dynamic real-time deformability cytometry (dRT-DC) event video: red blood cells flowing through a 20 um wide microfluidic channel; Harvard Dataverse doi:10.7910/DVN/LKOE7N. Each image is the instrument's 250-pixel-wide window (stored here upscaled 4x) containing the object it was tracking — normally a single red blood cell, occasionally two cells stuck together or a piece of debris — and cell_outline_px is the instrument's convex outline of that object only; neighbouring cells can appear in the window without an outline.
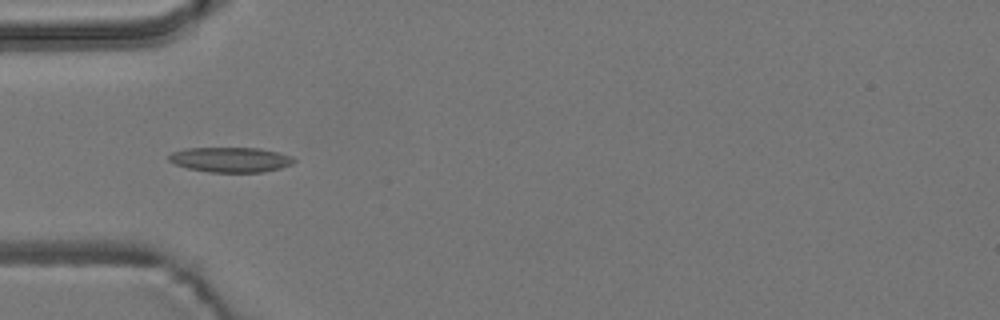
{"species": "common noctule bat (a hibernating species)", "species_latin": "Nyctalus noctula", "temperature_condition": "room temperature", "stored_images_in_passage": 6, "camera_frame_rate_fps": 3000, "um_per_image_px": 0.085, "animal": {"sex": "male", "body_mass_g": 19.2, "forearm_length_mm": 51.8}, "frame": {"image": 1, "passage_image": 5, "time_ms": 4.667, "image_size_px": [1000, 320], "cell_outline_px": [[296, 160], [292, 164], [280, 168], [264, 172], [208, 172], [188, 168], [176, 164], [168, 160], [168, 156], [172, 152], [184, 148], [260, 148], [292, 156]], "centroid_in_image_um": [19.59, 13.57], "position_along_channel_um": 65.4, "area_um2": 18.21}}
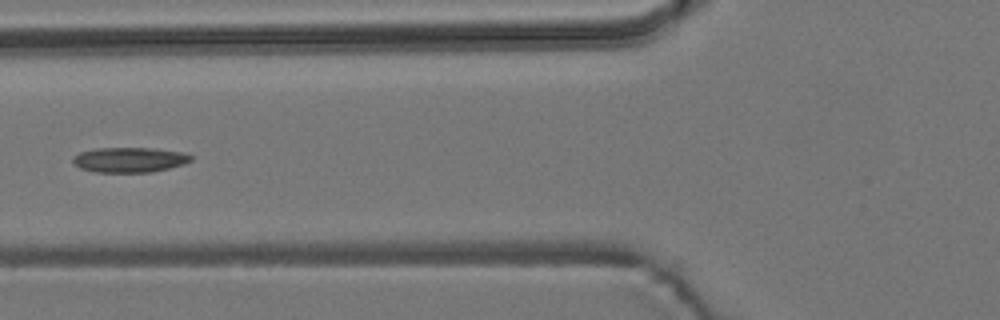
{"frame": {"image": 2, "passage_image": 6, "time_ms": 6.0, "image_size_px": [1000, 320], "cell_outline_px": [[192, 160], [184, 164], [152, 172], [96, 172], [80, 168], [72, 160], [72, 156], [80, 152], [96, 148], [152, 148], [184, 152], [192, 156]], "centroid_in_image_um": [11.01, 13.57], "position_along_channel_um": 114.8, "area_um2": 17.22}}